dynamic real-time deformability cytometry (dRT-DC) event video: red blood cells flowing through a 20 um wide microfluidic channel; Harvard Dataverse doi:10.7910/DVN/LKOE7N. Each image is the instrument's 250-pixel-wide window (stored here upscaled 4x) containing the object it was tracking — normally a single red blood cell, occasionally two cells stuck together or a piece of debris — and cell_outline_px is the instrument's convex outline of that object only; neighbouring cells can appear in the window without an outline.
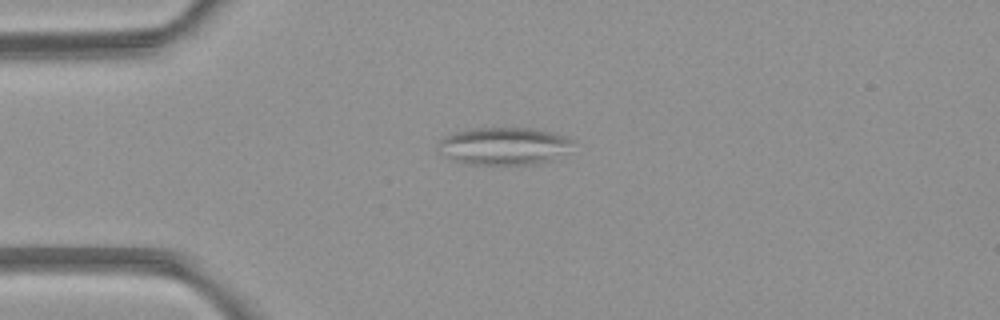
{"species": "common noctule bat (a hibernating species)", "species_latin": "Nyctalus noctula", "temperature_condition": "room temperature", "stored_images_in_passage": 5, "camera_frame_rate_fps": 3000, "um_per_image_px": 0.085, "animal": {"sex": "female", "body_mass_g": 21.9}, "frame": {"image": 1, "passage_image": 3, "time_ms": 2.333, "image_size_px": [1000, 320], "cell_outline_px": [[576, 140], [548, 160], [540, 164], [464, 164], [452, 160], [440, 152], [436, 148], [440, 140], [452, 132], [472, 128], [532, 128], [568, 136]], "centroid_in_image_um": [42.73, 12.4], "position_along_channel_um": 42.3, "area_um2": 29.13}}
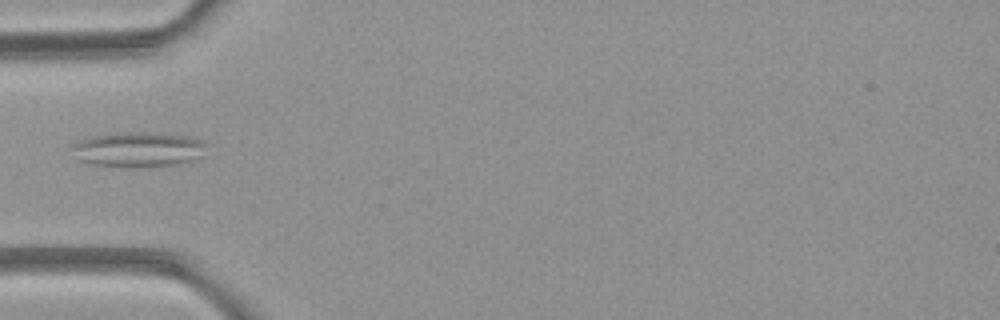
{"frame": {"image": 2, "passage_image": 4, "time_ms": 3.667, "image_size_px": [1000, 320], "cell_outline_px": [[204, 156], [196, 160], [180, 164], [92, 164], [76, 160], [72, 144], [80, 140], [92, 136], [124, 132], [148, 132], [188, 136], [204, 140]], "centroid_in_image_um": [11.79, 12.65], "position_along_channel_um": 73.2, "area_um2": 26.53}}